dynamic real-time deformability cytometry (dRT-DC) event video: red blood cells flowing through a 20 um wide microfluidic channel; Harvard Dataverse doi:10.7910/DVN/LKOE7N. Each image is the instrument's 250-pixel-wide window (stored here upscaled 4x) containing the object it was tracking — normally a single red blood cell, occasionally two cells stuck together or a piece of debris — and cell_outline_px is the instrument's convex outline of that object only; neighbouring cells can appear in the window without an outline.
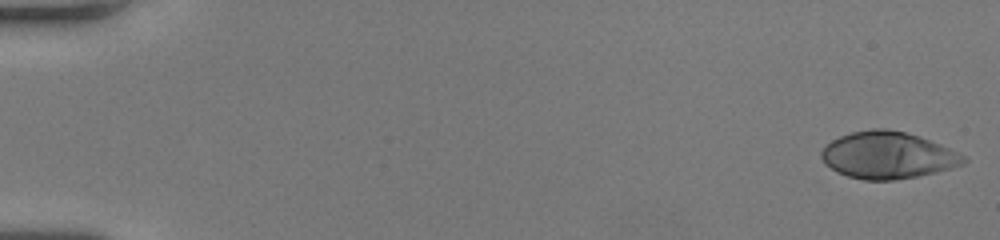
{"species": "human", "species_latin": "Homo sapiens", "temperature_condition": "room temperature", "stored_images_in_passage": 52, "camera_frame_rate_fps": 3000, "um_per_image_px": 0.085, "donor": {"sex": "female"}, "frame": {"image": 1, "passage_image": 1, "time_ms": 0.0, "image_size_px": [1000, 240], "cell_outline_px": [[968, 160], [964, 164], [916, 176], [892, 180], [864, 180], [848, 176], [836, 172], [824, 164], [820, 156], [820, 152], [832, 140], [840, 136], [852, 132], [872, 128], [888, 128], [920, 136], [940, 144], [964, 156]], "centroid_in_image_um": [75.41, 13.19], "position_along_channel_um": 9.6, "area_um2": 38.61}}
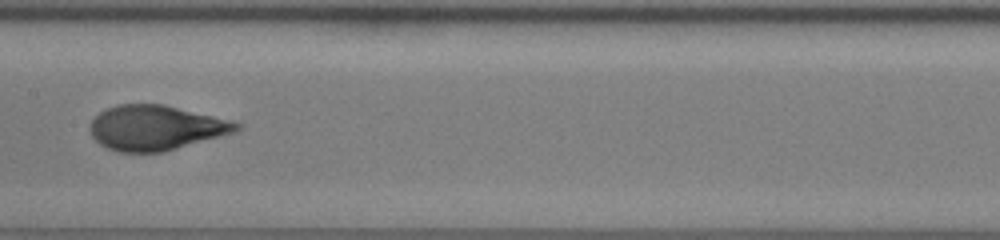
{"frame": {"image": 2, "passage_image": 28, "time_ms": 9.0, "image_size_px": [1000, 240], "cell_outline_px": [[244, 124], [236, 132], [176, 148], [160, 152], [120, 152], [108, 148], [100, 144], [92, 136], [88, 128], [92, 120], [100, 112], [108, 108], [120, 104], [160, 104], [232, 120]], "centroid_in_image_um": [13.24, 10.86], "position_along_channel_um": 194.2, "area_um2": 37.97}}
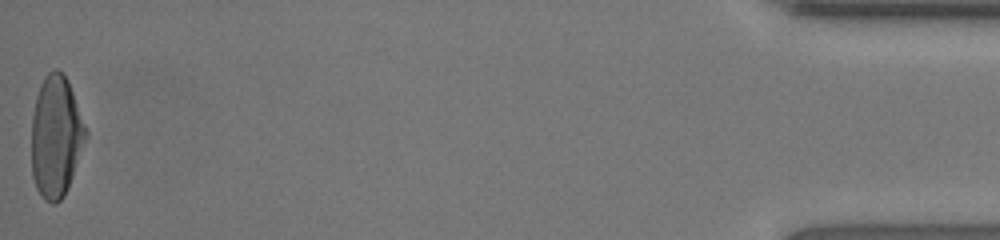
{"frame": {"image": 3, "passage_image": 52, "time_ms": 17.0, "image_size_px": [1000, 240], "cell_outline_px": [[88, 136], [68, 188], [64, 196], [56, 204], [52, 204], [44, 200], [36, 188], [32, 176], [32, 116], [36, 96], [40, 84], [44, 76], [48, 72], [56, 68], [68, 80], [88, 132]], "centroid_in_image_um": [4.76, 11.63], "position_along_channel_um": 430.4, "area_um2": 38.67}, "authors_computed_cell_mechanics": {"area_um2": 37.8012, "velocity_mm_per_s": 4.0944, "shape_relaxation_time_tau1_ms": 4.8891, "shape_relaxation_time_tau2_ms": null, "deformation_change_tau1": 0.243, "deformation_change_tau2": null}}